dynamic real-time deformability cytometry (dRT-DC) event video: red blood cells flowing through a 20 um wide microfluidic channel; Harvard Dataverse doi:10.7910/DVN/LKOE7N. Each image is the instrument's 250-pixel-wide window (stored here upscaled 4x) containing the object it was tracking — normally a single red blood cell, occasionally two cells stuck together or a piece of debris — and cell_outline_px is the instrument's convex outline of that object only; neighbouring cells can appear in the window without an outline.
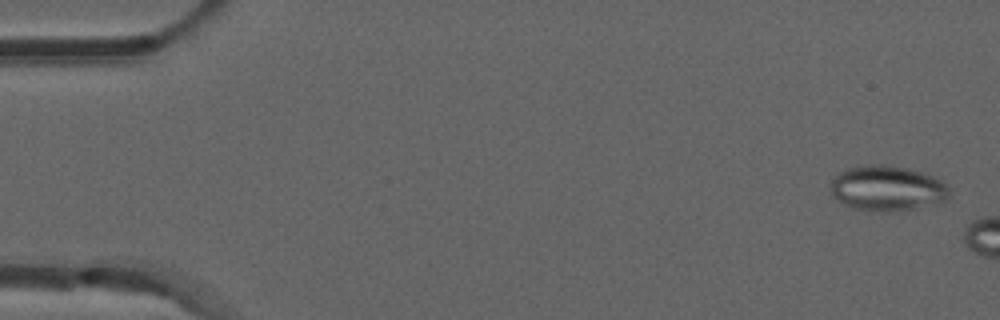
{"species": "common noctule bat (a hibernating species)", "species_latin": "Nyctalus noctula", "temperature_condition": "room temperature", "stored_images_in_passage": 7, "camera_frame_rate_fps": 3000, "um_per_image_px": 0.085, "animal": {"sex": "male", "forearm_length_mm": 52.5}, "frame": {"image": 1, "passage_image": 2, "time_ms": 0.333, "image_size_px": [1000, 320], "cell_outline_px": [[948, 196], [944, 200], [916, 208], [884, 212], [852, 208], [832, 196], [832, 180], [840, 172], [848, 168], [864, 164], [884, 164], [908, 168], [932, 176], [940, 180], [948, 188]], "centroid_in_image_um": [75.38, 15.99], "position_along_channel_um": 9.6, "area_um2": 30.87}}